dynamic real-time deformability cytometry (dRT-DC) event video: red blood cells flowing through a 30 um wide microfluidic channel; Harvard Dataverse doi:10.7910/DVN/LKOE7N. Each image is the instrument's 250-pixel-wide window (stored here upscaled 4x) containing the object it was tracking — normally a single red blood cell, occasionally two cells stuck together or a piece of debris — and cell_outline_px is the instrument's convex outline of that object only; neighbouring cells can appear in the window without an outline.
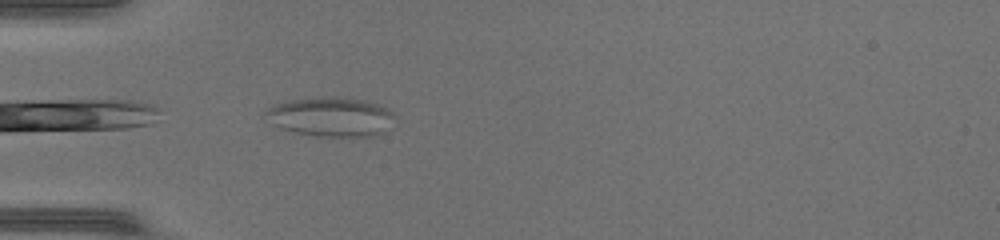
{"species": "common noctule bat (a hibernating species)", "species_latin": "Nyctalus noctula", "temperature_condition": "warm", "stored_images_in_passage": 29, "camera_frame_rate_fps": 3000, "um_per_image_px": 0.085, "animal": {"sex": "female", "body_mass_g": 17.0, "forearm_length_mm": 48.0}, "frame": {"image": 1, "passage_image": 1, "time_ms": 0.0, "image_size_px": [1000, 240], "cell_outline_px": [[392, 116], [384, 132], [368, 136], [320, 136], [296, 132], [272, 124], [264, 112], [268, 108], [276, 104], [292, 100], [320, 96], [364, 100], [376, 104], [392, 112]], "centroid_in_image_um": [28.08, 9.92], "position_along_channel_um": 56.9, "area_um2": 28.67}}
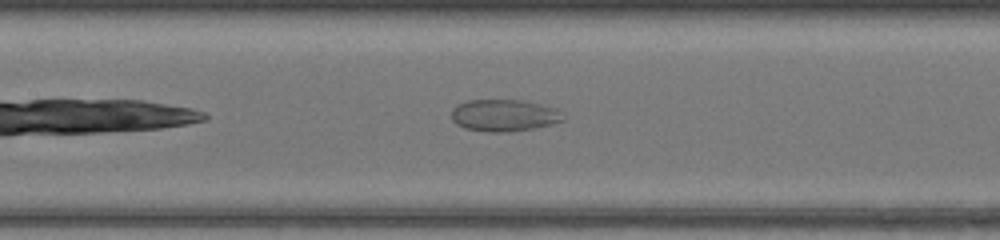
{"frame": {"image": 2, "passage_image": 9, "time_ms": 2.667, "image_size_px": [1000, 240], "cell_outline_px": [[564, 120], [532, 128], [512, 132], [488, 132], [464, 128], [456, 124], [452, 120], [452, 108], [468, 100], [520, 100], [552, 108], [560, 112]], "centroid_in_image_um": [42.76, 9.82], "position_along_channel_um": 164.6, "area_um2": 20.35}}
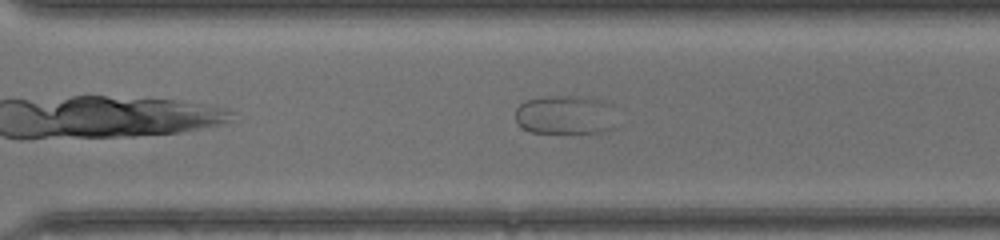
{"frame": {"image": 3, "passage_image": 20, "time_ms": 6.333, "image_size_px": [1000, 240], "cell_outline_px": [[612, 128], [600, 132], [532, 132], [524, 128], [516, 120], [516, 108], [520, 104], [528, 100], [548, 96], [580, 96], [600, 100]], "centroid_in_image_um": [47.85, 9.76], "position_along_channel_um": 322.8, "area_um2": 21.44}}